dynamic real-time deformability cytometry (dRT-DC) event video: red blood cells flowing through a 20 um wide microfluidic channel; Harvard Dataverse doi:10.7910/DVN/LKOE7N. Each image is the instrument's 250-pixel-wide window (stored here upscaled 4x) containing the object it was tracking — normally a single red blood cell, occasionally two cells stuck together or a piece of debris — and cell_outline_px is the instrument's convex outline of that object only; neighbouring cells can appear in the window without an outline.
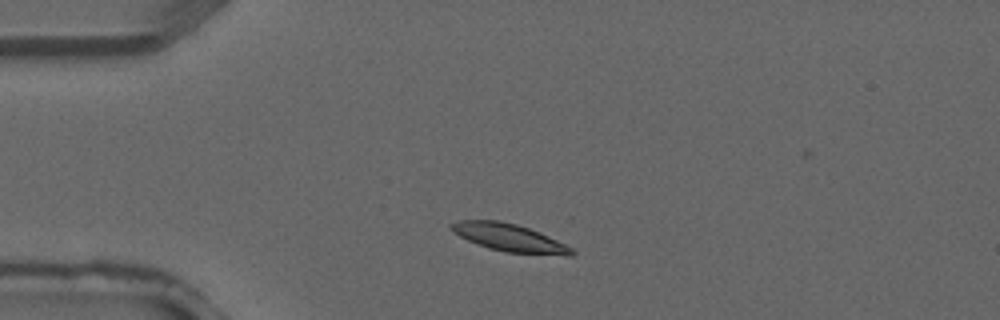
{"species": "common noctule bat (a hibernating species)", "species_latin": "Nyctalus noctula", "temperature_condition": "warm", "stored_images_in_passage": 1, "camera_frame_rate_fps": 3000, "um_per_image_px": 0.085, "animal": {"sex": "male", "forearm_length_mm": 52.5}, "frame": {"image": 1, "passage_image": 1, "time_ms": 0.0, "image_size_px": [1000, 320], "cell_outline_px": [[576, 252], [572, 256], [568, 256], [504, 252], [488, 248], [468, 240], [452, 232], [448, 224], [460, 220], [500, 220], [516, 224], [540, 232], [572, 248]], "centroid_in_image_um": [43.29, 20.21], "position_along_channel_um": 41.7, "area_um2": 19.48}}